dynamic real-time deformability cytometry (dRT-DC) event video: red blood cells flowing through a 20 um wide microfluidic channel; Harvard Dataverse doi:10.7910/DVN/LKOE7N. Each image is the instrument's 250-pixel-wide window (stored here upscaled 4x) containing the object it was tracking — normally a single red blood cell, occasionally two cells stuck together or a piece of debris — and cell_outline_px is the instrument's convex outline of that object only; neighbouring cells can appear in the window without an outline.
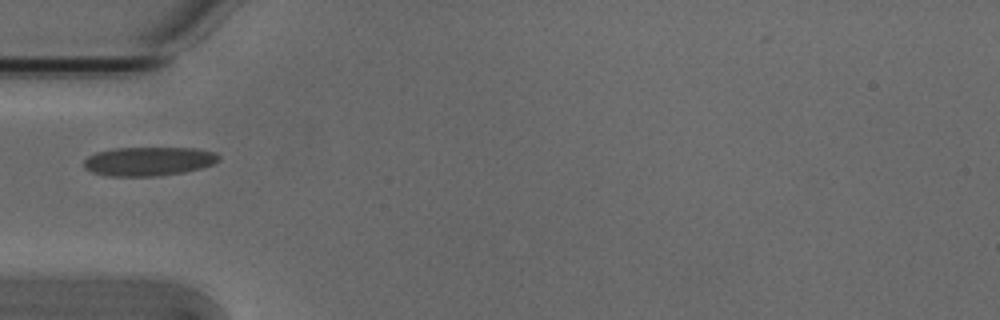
{"species": "Egyptian fruit bat (a non-hibernating species)", "species_latin": "Rousettus aegyptiacus", "temperature_condition": "cold", "stored_images_in_passage": 6, "camera_frame_rate_fps": 3000, "um_per_image_px": 0.085, "animal": {"sex": "male"}, "frame": {"image": 1, "passage_image": 5, "time_ms": 1.333, "image_size_px": [1000, 320], "cell_outline_px": [[220, 160], [212, 164], [200, 168], [184, 172], [160, 176], [108, 176], [92, 172], [84, 168], [84, 160], [88, 156], [96, 152], [116, 148], [196, 148], [216, 152], [220, 156]], "centroid_in_image_um": [12.64, 13.71], "position_along_channel_um": 72.4, "area_um2": 22.83}}
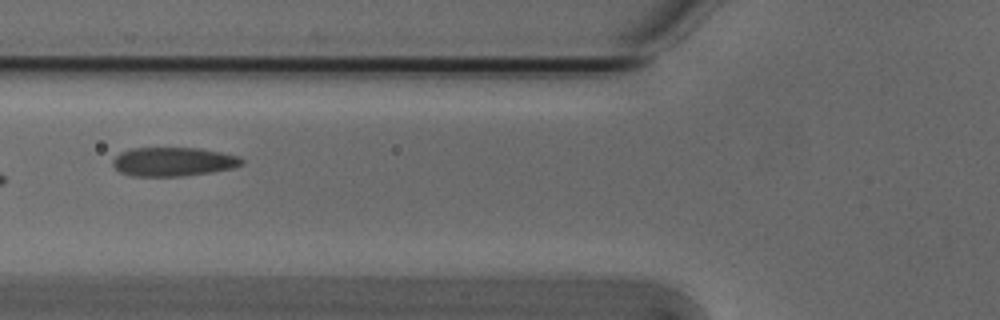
{"frame": {"image": 2, "passage_image": 6, "time_ms": 1.667, "image_size_px": [1000, 320], "cell_outline_px": [[244, 164], [232, 168], [212, 172], [184, 176], [132, 176], [120, 172], [112, 164], [112, 160], [120, 152], [132, 148], [200, 148], [240, 156], [244, 160]], "centroid_in_image_um": [14.74, 13.74], "position_along_channel_um": 111.1, "area_um2": 21.85}}